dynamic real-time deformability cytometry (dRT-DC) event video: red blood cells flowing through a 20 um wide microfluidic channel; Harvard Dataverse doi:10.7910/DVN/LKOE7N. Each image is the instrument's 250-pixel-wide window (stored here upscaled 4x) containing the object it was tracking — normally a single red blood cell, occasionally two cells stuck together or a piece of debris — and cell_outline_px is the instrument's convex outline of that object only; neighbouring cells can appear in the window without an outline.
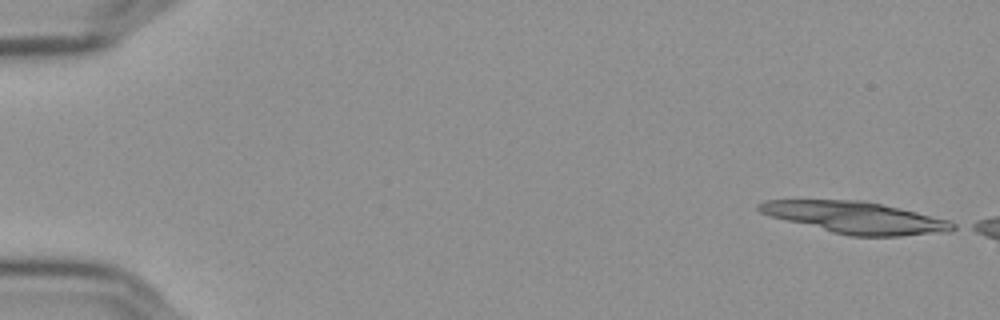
{"species": "Egyptian fruit bat (a non-hibernating species)", "species_latin": "Rousettus aegyptiacus", "temperature_condition": "cold", "stored_images_in_passage": 8, "camera_frame_rate_fps": 3000, "um_per_image_px": 0.085, "frame": {"image": 1, "passage_image": 1, "time_ms": 0.0, "image_size_px": [1000, 320], "cell_outline_px": [[956, 228], [948, 232], [900, 236], [852, 236], [832, 232], [772, 216], [760, 212], [756, 208], [756, 204], [764, 200], [864, 200], [900, 208], [948, 220], [956, 224]], "centroid_in_image_um": [72.73, 18.49], "position_along_channel_um": 12.3, "area_um2": 35.55}}